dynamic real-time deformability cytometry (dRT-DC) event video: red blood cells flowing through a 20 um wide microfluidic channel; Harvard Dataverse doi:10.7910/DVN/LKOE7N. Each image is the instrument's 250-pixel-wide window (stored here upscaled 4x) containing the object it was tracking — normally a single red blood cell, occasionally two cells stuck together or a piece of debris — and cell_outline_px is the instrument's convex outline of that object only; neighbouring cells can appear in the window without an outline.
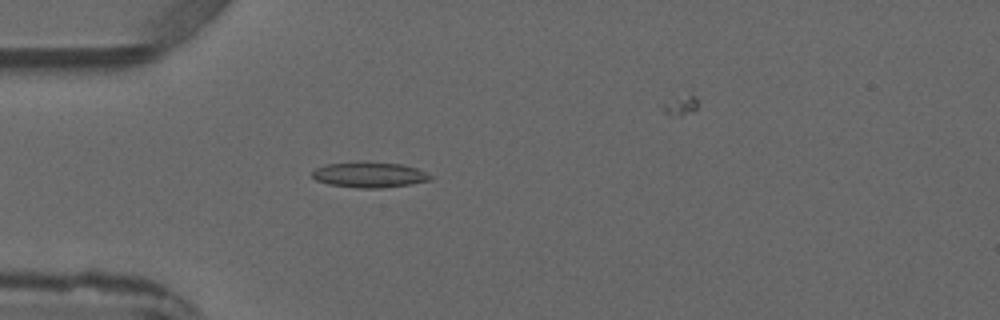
{"species": "common noctule bat (a hibernating species)", "species_latin": "Nyctalus noctula", "temperature_condition": "warm", "stored_images_in_passage": 2, "camera_frame_rate_fps": 3000, "um_per_image_px": 0.085, "animal": {"sex": "male", "forearm_length_mm": 52.5}, "frame": {"image": 1, "passage_image": 2, "time_ms": 1.333, "image_size_px": [1000, 320], "cell_outline_px": [[432, 180], [384, 188], [356, 188], [328, 184], [316, 180], [312, 176], [312, 172], [316, 168], [324, 164], [400, 164], [416, 168], [432, 176]], "centroid_in_image_um": [31.39, 14.9], "position_along_channel_um": 53.6, "area_um2": 16.76}}